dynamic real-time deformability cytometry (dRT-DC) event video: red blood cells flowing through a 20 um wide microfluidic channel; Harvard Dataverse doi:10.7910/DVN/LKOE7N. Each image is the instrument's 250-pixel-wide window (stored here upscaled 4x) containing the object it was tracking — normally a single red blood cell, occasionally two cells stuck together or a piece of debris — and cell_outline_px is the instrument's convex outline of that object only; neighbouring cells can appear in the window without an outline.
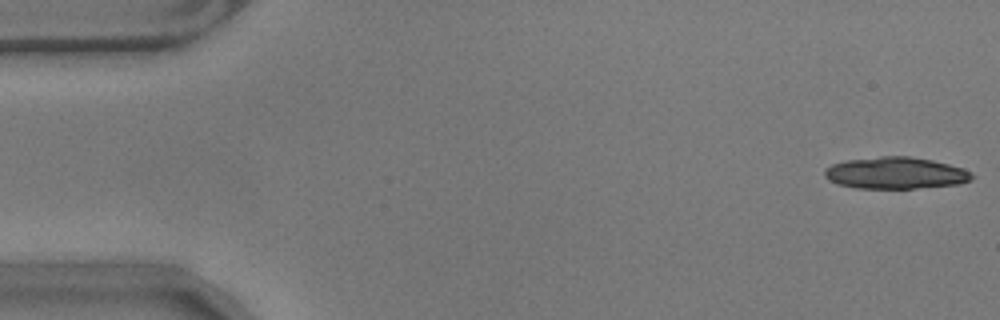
{"species": "common noctule bat (a hibernating species)", "species_latin": "Nyctalus noctula", "temperature_condition": "warm", "stored_images_in_passage": 15, "camera_frame_rate_fps": 3000, "um_per_image_px": 0.085, "animal": {"sex": "male", "body_mass_g": 17.9}, "frame": {"image": 1, "passage_image": 1, "time_ms": 0.0, "image_size_px": [1000, 320], "cell_outline_px": [[976, 176], [972, 180], [960, 184], [916, 188], [856, 188], [836, 184], [828, 180], [824, 176], [824, 172], [832, 164], [848, 160], [880, 156], [908, 156], [932, 160], [964, 168], [972, 172]], "centroid_in_image_um": [76.17, 14.71], "position_along_channel_um": 8.8, "area_um2": 27.4}}